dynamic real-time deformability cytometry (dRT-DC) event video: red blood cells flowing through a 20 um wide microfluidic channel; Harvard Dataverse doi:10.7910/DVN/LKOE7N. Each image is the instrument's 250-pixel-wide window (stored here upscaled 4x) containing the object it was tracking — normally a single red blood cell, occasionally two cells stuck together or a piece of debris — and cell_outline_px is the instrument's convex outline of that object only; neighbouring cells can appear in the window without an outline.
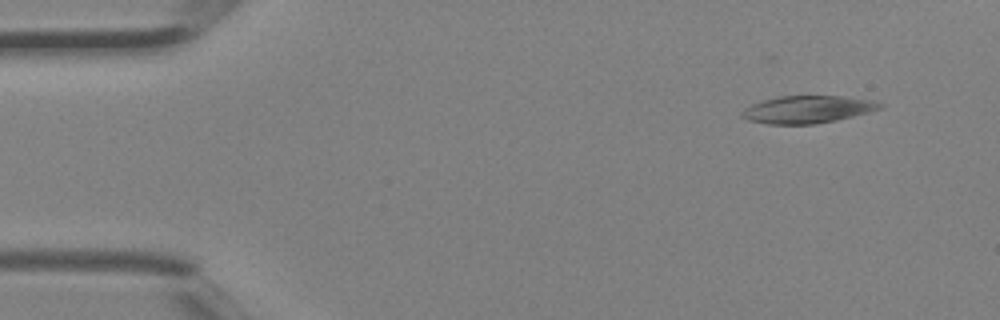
{"species": "Egyptian fruit bat (a non-hibernating species)", "species_latin": "Rousettus aegyptiacus", "temperature_condition": "room temperature", "stored_images_in_passage": 4, "camera_frame_rate_fps": 3000, "um_per_image_px": 0.085, "animal": {"sex": "female"}, "frame": {"image": 1, "passage_image": 1, "time_ms": 0.0, "image_size_px": [1000, 320], "cell_outline_px": [[884, 104], [880, 108], [868, 112], [836, 120], [816, 124], [768, 124], [748, 120], [740, 116], [740, 112], [744, 108], [752, 104], [764, 100], [780, 96], [844, 96], [868, 100]], "centroid_in_image_um": [68.58, 9.31], "position_along_channel_um": 16.4, "area_um2": 21.85}}